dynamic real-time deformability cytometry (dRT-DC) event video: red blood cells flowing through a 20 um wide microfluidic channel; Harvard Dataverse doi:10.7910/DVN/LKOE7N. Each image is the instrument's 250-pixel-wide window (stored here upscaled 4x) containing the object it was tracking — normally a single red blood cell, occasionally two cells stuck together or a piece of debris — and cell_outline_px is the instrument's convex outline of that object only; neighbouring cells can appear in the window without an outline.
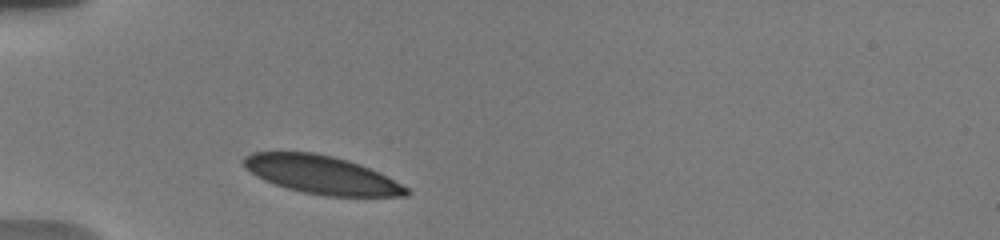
{"species": "human", "species_latin": "Homo sapiens", "temperature_condition": "warm", "stored_images_in_passage": 28, "camera_frame_rate_fps": 3000, "um_per_image_px": 0.085, "donor": {"sex": "male"}, "frame": {"image": 1, "passage_image": 1, "time_ms": 0.0, "image_size_px": [1000, 240], "cell_outline_px": [[412, 192], [408, 196], [324, 196], [304, 192], [288, 188], [264, 180], [256, 176], [244, 168], [240, 160], [244, 156], [252, 152], [312, 152], [332, 156], [348, 160], [360, 164], [408, 188]], "centroid_in_image_um": [27.27, 14.85], "position_along_channel_um": 57.7, "area_um2": 35.95}}
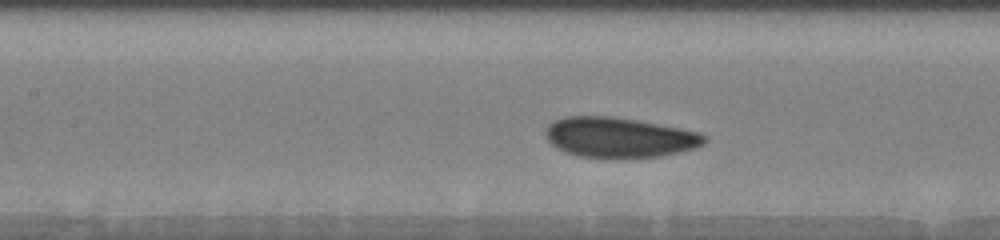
{"frame": {"image": 2, "passage_image": 6, "time_ms": 3.0, "image_size_px": [1000, 240], "cell_outline_px": [[708, 140], [704, 144], [696, 148], [680, 152], [660, 156], [576, 156], [556, 148], [548, 140], [544, 132], [548, 124], [552, 120], [564, 116], [612, 116], [636, 120], [680, 128], [700, 132], [708, 136]], "centroid_in_image_um": [52.64, 11.65], "position_along_channel_um": 154.8, "area_um2": 36.93}}
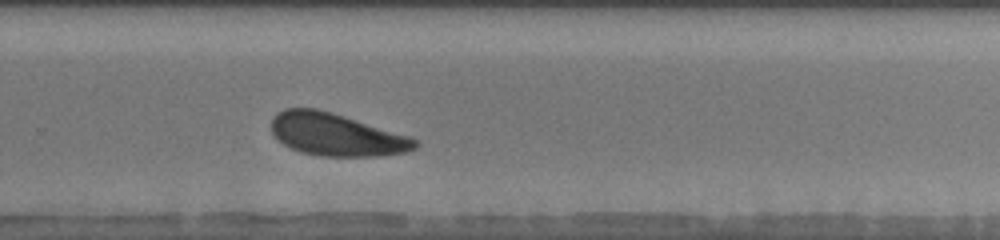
{"frame": {"image": 3, "passage_image": 20, "time_ms": 7.0, "image_size_px": [1000, 240], "cell_outline_px": [[420, 144], [416, 148], [404, 152], [380, 156], [320, 156], [300, 152], [284, 144], [272, 136], [272, 116], [276, 112], [284, 108], [316, 108], [332, 112], [408, 136], [416, 140]], "centroid_in_image_um": [28.53, 11.44], "position_along_channel_um": 301.3, "area_um2": 35.55}, "authors_computed_cell_mechanics": {"area_um2": 36.2406, "velocity_mm_per_s": 3.6653, "shape_relaxation_time_tau1_ms": 4.288, "shape_relaxation_time_tau2_ms": null, "deformation_change_tau1": 0.1149, "deformation_change_tau2": null}}